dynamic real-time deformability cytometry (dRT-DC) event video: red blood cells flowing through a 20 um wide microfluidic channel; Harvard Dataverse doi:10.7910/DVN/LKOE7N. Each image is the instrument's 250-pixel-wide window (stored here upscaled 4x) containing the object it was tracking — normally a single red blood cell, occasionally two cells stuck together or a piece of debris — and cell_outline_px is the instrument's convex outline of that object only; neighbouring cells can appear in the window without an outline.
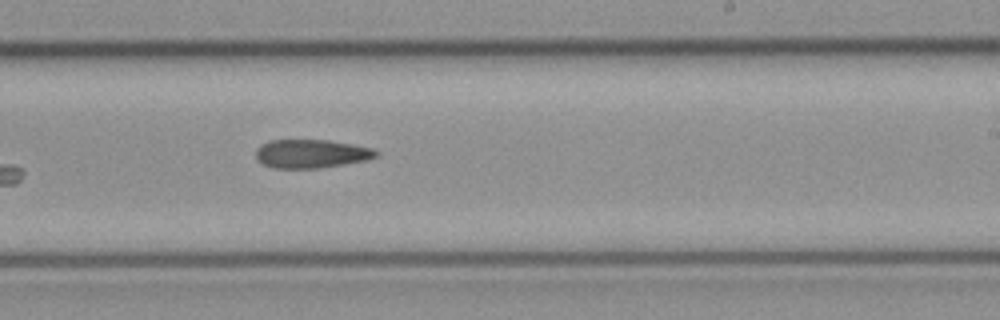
{"species": "common noctule bat (a hibernating species)", "species_latin": "Nyctalus noctula", "temperature_condition": "cold", "stored_images_in_passage": 18, "camera_frame_rate_fps": 3000, "um_per_image_px": 0.085, "animal": {"sex": "female", "body_mass_g": 21.9}, "frame": {"image": 1, "passage_image": 18, "time_ms": 5.667, "image_size_px": [1000, 320], "cell_outline_px": [[380, 156], [368, 160], [320, 168], [272, 168], [260, 164], [256, 160], [256, 148], [260, 144], [268, 140], [328, 140], [352, 144], [372, 148], [380, 152]], "centroid_in_image_um": [26.44, 13.07], "position_along_channel_um": 262.6, "area_um2": 20.4}}